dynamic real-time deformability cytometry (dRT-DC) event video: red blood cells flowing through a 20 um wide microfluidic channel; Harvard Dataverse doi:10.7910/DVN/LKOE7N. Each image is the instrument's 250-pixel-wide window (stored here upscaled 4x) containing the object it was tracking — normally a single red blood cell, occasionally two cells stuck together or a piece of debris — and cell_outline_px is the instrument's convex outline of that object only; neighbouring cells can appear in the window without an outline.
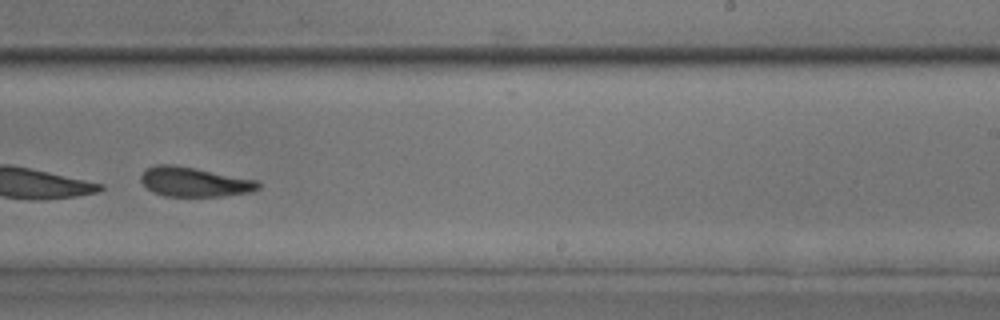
{"species": "common noctule bat (a hibernating species)", "species_latin": "Nyctalus noctula", "temperature_condition": "room temperature", "stored_images_in_passage": 29, "camera_frame_rate_fps": 3000, "um_per_image_px": 0.085, "animal": {"sex": "male", "body_mass_g": 17.9, "forearm_length_mm": 54.2}, "frame": {"image": 1, "passage_image": 17, "time_ms": 5.333, "image_size_px": [1000, 320], "cell_outline_px": [[260, 188], [252, 192], [220, 196], [164, 196], [152, 192], [140, 180], [140, 176], [144, 168], [156, 164], [172, 164], [196, 168], [256, 180], [260, 184]], "centroid_in_image_um": [16.47, 15.45], "position_along_channel_um": 272.5, "area_um2": 20.29}, "authors_computed_cell_mechanics": {"area_um2": 20.4034, "velocity_mm_per_s": 4.1106, "shape_relaxation_time_tau1_ms": 0.4097, "shape_relaxation_time_tau2_ms": 4.3804, "deformation_change_tau1": 0.2249, "deformation_change_tau2": 0.1469}}